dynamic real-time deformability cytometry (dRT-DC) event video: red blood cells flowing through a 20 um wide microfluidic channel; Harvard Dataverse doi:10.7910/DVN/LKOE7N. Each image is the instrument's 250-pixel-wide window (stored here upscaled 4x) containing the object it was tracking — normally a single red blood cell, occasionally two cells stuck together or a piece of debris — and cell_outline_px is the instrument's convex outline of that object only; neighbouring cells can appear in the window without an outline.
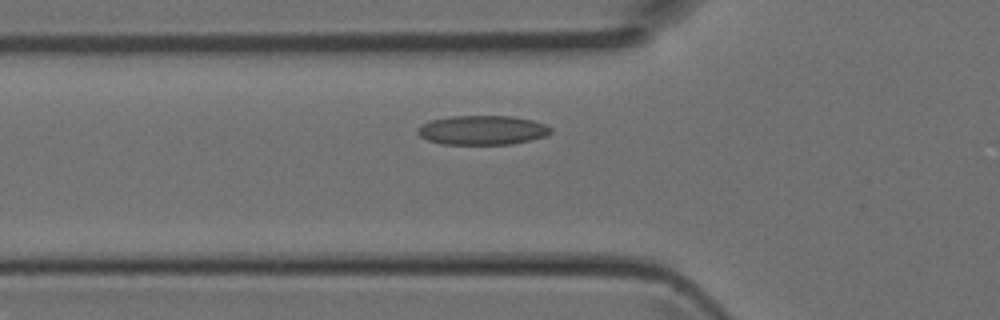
{"species": "Egyptian fruit bat (a non-hibernating species)", "species_latin": "Rousettus aegyptiacus", "temperature_condition": "room temperature", "stored_images_in_passage": 34, "camera_frame_rate_fps": 3000, "um_per_image_px": 0.085, "animal": {"sex": "female"}, "frame": {"image": 1, "passage_image": 7, "time_ms": 2.0, "image_size_px": [1000, 320], "cell_outline_px": [[552, 132], [544, 136], [532, 140], [512, 144], [440, 144], [428, 140], [420, 136], [416, 132], [424, 124], [432, 120], [452, 116], [512, 116], [532, 120], [544, 124], [552, 128]], "centroid_in_image_um": [41.03, 11.07], "position_along_channel_um": 84.8, "area_um2": 22.6}}
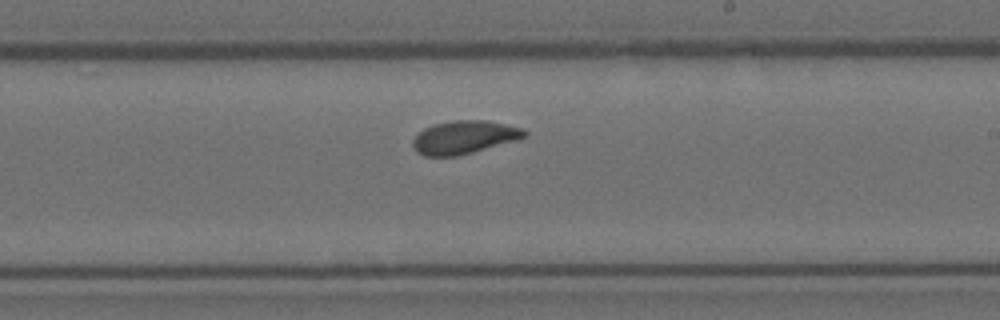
{"frame": {"image": 2, "passage_image": 18, "time_ms": 5.667, "image_size_px": [1000, 320], "cell_outline_px": [[528, 136], [460, 156], [424, 156], [416, 152], [412, 144], [412, 140], [424, 128], [432, 124], [452, 120], [484, 120], [524, 128], [528, 132]], "centroid_in_image_um": [39.44, 11.67], "position_along_channel_um": 249.6, "area_um2": 21.62}}
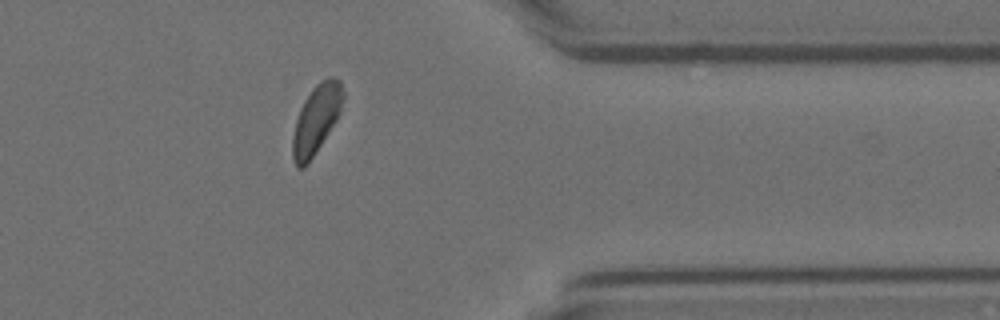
{"frame": {"image": 3, "passage_image": 28, "time_ms": 9.0, "image_size_px": [1000, 320], "cell_outline_px": [[344, 96], [340, 112], [336, 120], [308, 164], [304, 168], [296, 168], [292, 160], [292, 136], [296, 120], [300, 108], [304, 100], [312, 88], [320, 80], [328, 76], [336, 76], [340, 80], [344, 92]], "centroid_in_image_um": [26.87, 10.13], "position_along_channel_um": 384.5, "area_um2": 20.4}}